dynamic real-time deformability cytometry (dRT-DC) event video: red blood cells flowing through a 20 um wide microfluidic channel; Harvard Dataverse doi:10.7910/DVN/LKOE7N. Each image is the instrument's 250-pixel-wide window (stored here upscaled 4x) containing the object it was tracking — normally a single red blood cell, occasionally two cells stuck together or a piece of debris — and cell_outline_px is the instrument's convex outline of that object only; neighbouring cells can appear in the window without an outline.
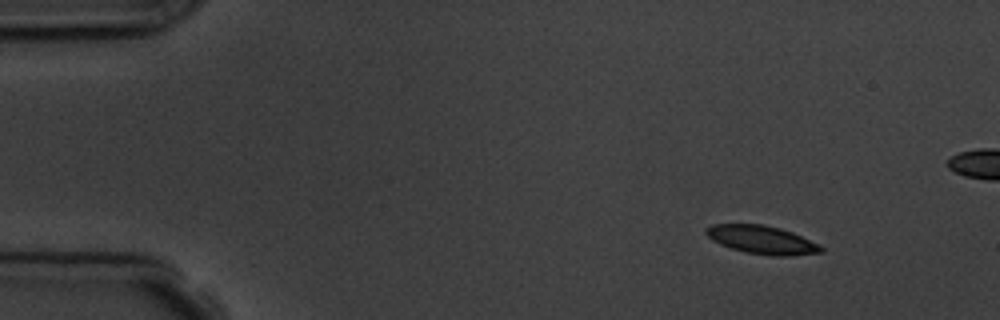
{"species": "common noctule bat (a hibernating species)", "species_latin": "Nyctalus noctula", "temperature_condition": "room temperature", "stored_images_in_passage": 4, "camera_frame_rate_fps": 3000, "um_per_image_px": 0.085, "animal": {"sex": "male", "body_mass_g": 19.5, "forearm_length_mm": 54.6}, "frame": {"image": 1, "passage_image": 1, "time_ms": 0.0, "image_size_px": [1000, 320], "cell_outline_px": [[824, 252], [792, 256], [772, 256], [748, 252], [732, 248], [720, 244], [712, 240], [704, 232], [704, 228], [712, 224], [764, 224], [780, 228], [792, 232], [824, 248]], "centroid_in_image_um": [64.73, 20.38], "position_along_channel_um": 20.3, "area_um2": 18.84}}